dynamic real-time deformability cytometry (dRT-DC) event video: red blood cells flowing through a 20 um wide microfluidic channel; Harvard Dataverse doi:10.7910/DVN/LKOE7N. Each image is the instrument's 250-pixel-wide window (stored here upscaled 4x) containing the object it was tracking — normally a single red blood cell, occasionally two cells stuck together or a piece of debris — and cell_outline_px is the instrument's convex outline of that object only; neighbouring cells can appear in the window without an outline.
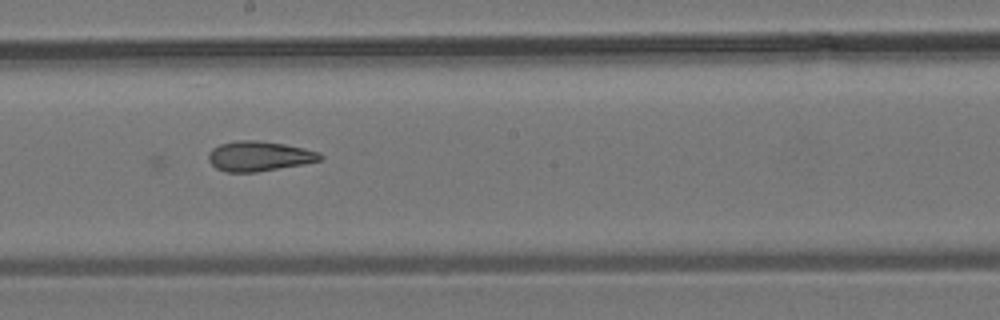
{"species": "common noctule bat (a hibernating species)", "species_latin": "Nyctalus noctula", "temperature_condition": "room temperature", "stored_images_in_passage": 10, "camera_frame_rate_fps": 3000, "um_per_image_px": 0.085, "animal": {"sex": "male", "body_mass_g": 19.2, "forearm_length_mm": 51.8}, "frame": {"image": 1, "passage_image": 10, "time_ms": 10.667, "image_size_px": [1000, 320], "cell_outline_px": [[324, 156], [320, 160], [304, 164], [256, 172], [228, 172], [216, 168], [208, 160], [208, 152], [212, 148], [220, 144], [236, 140], [260, 140], [284, 144], [304, 148], [320, 152]], "centroid_in_image_um": [22.02, 13.26], "position_along_channel_um": 226.2, "area_um2": 19.59}}